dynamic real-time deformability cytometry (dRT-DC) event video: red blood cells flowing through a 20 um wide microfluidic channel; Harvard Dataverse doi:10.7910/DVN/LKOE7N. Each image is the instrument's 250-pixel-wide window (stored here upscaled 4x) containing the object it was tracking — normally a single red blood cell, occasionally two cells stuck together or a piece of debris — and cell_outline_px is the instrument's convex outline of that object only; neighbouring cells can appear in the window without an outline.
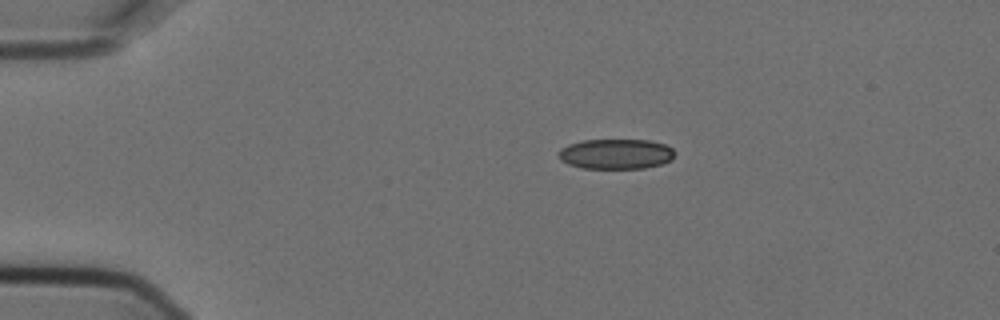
{"species": "Egyptian fruit bat (a non-hibernating species)", "species_latin": "Rousettus aegyptiacus", "temperature_condition": "cold", "stored_images_in_passage": 2, "camera_frame_rate_fps": 3000, "um_per_image_px": 0.085, "animal": {"sex": "female"}, "frame": {"image": 1, "passage_image": 1, "time_ms": 0.0, "image_size_px": [1000, 320], "cell_outline_px": [[676, 152], [672, 160], [660, 164], [644, 168], [580, 168], [568, 164], [560, 160], [560, 148], [568, 144], [584, 140], [648, 140], [664, 144], [672, 148]], "centroid_in_image_um": [52.36, 13.08], "position_along_channel_um": 32.6, "area_um2": 20.4}}